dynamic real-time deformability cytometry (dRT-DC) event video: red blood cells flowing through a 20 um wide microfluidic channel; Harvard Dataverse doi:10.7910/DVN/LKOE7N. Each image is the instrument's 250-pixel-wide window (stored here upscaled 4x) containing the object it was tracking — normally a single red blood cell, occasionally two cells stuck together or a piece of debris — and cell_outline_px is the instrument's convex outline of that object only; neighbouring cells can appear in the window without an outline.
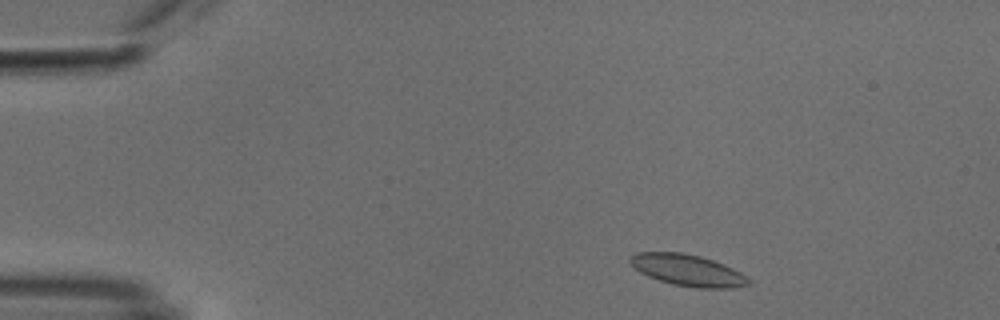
{"species": "common noctule bat (a hibernating species)", "species_latin": "Nyctalus noctula", "temperature_condition": "cold", "stored_images_in_passage": 10, "camera_frame_rate_fps": 3000, "um_per_image_px": 0.085, "animal": {"sex": "male", "body_mass_g": 18.8}, "frame": {"image": 1, "passage_image": 4, "time_ms": 1.0, "image_size_px": [1000, 320], "cell_outline_px": [[752, 284], [736, 288], [696, 288], [672, 284], [648, 276], [640, 272], [628, 260], [636, 252], [680, 252], [700, 256], [724, 264], [748, 276], [752, 280]], "centroid_in_image_um": [58.52, 22.98], "position_along_channel_um": 26.5, "area_um2": 21.79}}